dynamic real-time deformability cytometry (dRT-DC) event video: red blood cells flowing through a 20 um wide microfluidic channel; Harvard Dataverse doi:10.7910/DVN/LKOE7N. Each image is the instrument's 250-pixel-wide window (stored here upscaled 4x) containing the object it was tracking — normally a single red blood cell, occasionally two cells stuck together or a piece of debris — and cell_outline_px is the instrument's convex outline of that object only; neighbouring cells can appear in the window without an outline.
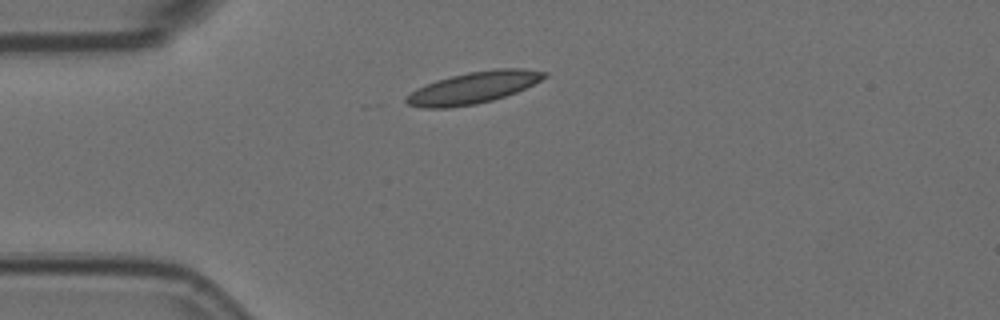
{"species": "Egyptian fruit bat (a non-hibernating species)", "species_latin": "Rousettus aegyptiacus", "temperature_condition": "room temperature", "stored_images_in_passage": 6, "camera_frame_rate_fps": 3000, "um_per_image_px": 0.085, "animal": {"sex": "female"}, "frame": {"image": 1, "passage_image": 1, "time_ms": 0.0, "image_size_px": [1000, 320], "cell_outline_px": [[548, 76], [516, 92], [492, 100], [476, 104], [448, 108], [420, 108], [408, 104], [404, 100], [404, 96], [416, 88], [436, 80], [468, 72], [496, 68], [524, 68], [548, 72]], "centroid_in_image_um": [40.2, 7.45], "position_along_channel_um": 44.8, "area_um2": 25.55}}
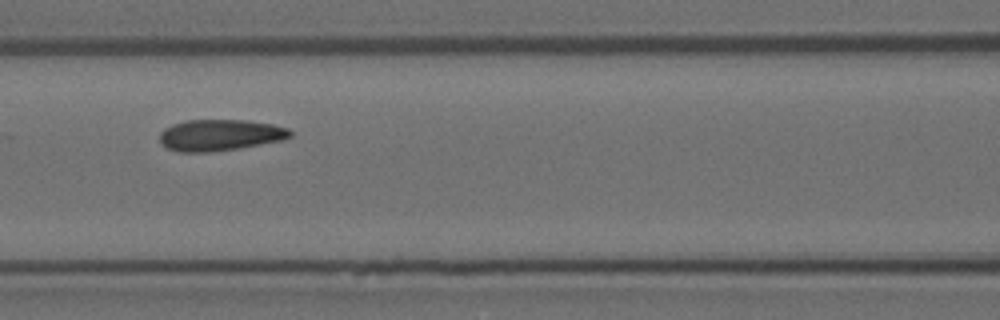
{"frame": {"image": 2, "passage_image": 4, "time_ms": 1.0, "image_size_px": [1000, 320], "cell_outline_px": [[292, 136], [284, 140], [212, 152], [180, 152], [168, 148], [160, 144], [160, 132], [164, 128], [172, 124], [184, 120], [248, 120], [272, 124], [288, 128], [292, 132]], "centroid_in_image_um": [18.69, 11.47], "position_along_channel_um": 147.9, "area_um2": 23.93}}
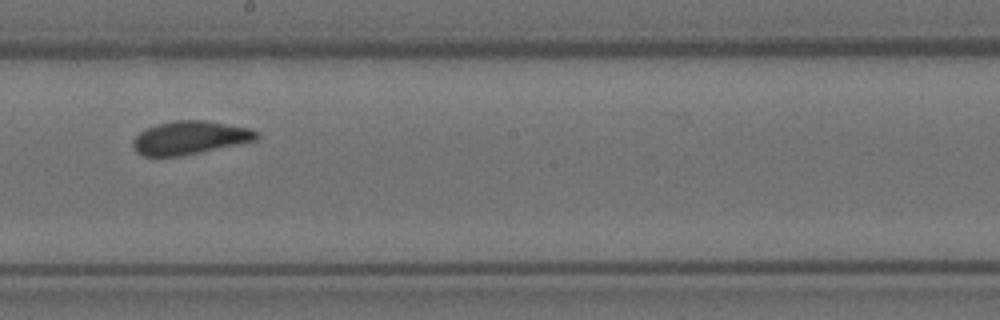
{"frame": {"image": 3, "passage_image": 6, "time_ms": 1.667, "image_size_px": [1000, 320], "cell_outline_px": [[260, 136], [256, 140], [180, 156], [144, 156], [136, 152], [132, 144], [132, 140], [140, 132], [156, 124], [176, 120], [204, 120], [248, 128], [256, 132]], "centroid_in_image_um": [16.09, 11.7], "position_along_channel_um": 232.1, "area_um2": 23.64}}